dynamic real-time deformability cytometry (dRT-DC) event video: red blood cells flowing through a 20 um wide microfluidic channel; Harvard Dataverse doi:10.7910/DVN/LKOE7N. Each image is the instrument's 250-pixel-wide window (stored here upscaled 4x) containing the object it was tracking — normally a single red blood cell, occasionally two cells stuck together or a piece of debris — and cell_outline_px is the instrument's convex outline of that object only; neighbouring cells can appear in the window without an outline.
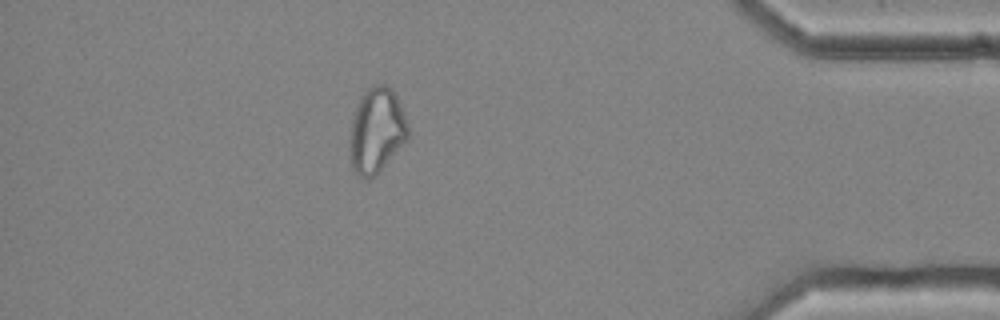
{"species": "common noctule bat (a hibernating species)", "species_latin": "Nyctalus noctula", "temperature_condition": "cold", "stored_images_in_passage": 42, "camera_frame_rate_fps": 3000, "um_per_image_px": 0.085, "animal": {"sex": "female", "body_mass_g": 25.1}, "frame": {"image": 1, "passage_image": 36, "time_ms": 11.667, "image_size_px": [1000, 320], "cell_outline_px": [[408, 140], [368, 180], [360, 180], [352, 168], [348, 148], [348, 140], [352, 116], [360, 96], [372, 84], [388, 84], [396, 92], [408, 124]], "centroid_in_image_um": [31.97, 11.06], "position_along_channel_um": 403.2, "area_um2": 29.48}, "authors_computed_cell_mechanics": {"area_um2": 27.1082, "velocity_mm_per_s": 3.6573, "shape_relaxation_time_tau1_ms": null, "shape_relaxation_time_tau2_ms": 1.6753, "deformation_change_tau1": null, "deformation_change_tau2": 0.0866}}